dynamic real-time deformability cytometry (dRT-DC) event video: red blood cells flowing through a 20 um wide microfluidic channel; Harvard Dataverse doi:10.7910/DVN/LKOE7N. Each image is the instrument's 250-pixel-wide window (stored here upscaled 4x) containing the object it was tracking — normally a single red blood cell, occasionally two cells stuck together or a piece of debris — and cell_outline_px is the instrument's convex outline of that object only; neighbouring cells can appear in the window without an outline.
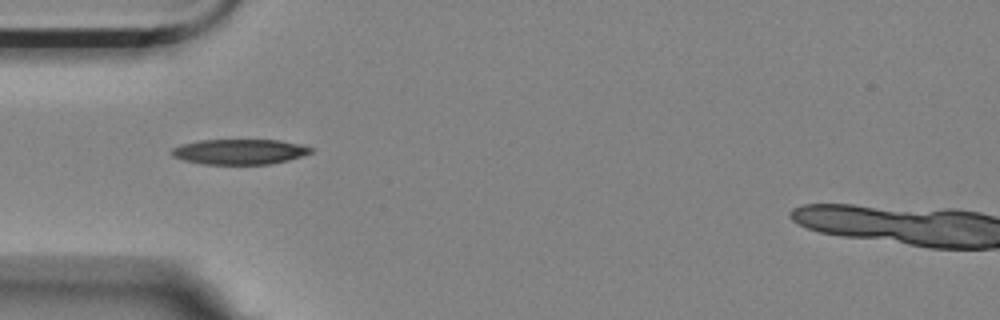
{"species": "Egyptian fruit bat (a non-hibernating species)", "species_latin": "Rousettus aegyptiacus", "temperature_condition": "room temperature", "stored_images_in_passage": 2, "camera_frame_rate_fps": 3000, "um_per_image_px": 0.085, "animal": {"sex": "female"}, "frame": {"image": 1, "passage_image": 1, "time_ms": 0.0, "image_size_px": [1000, 320], "cell_outline_px": [[312, 152], [288, 160], [268, 164], [204, 164], [184, 160], [172, 156], [168, 152], [172, 148], [180, 144], [200, 140], [280, 140], [300, 144], [312, 148]], "centroid_in_image_um": [20.3, 12.89], "position_along_channel_um": 64.7, "area_um2": 20.46}}
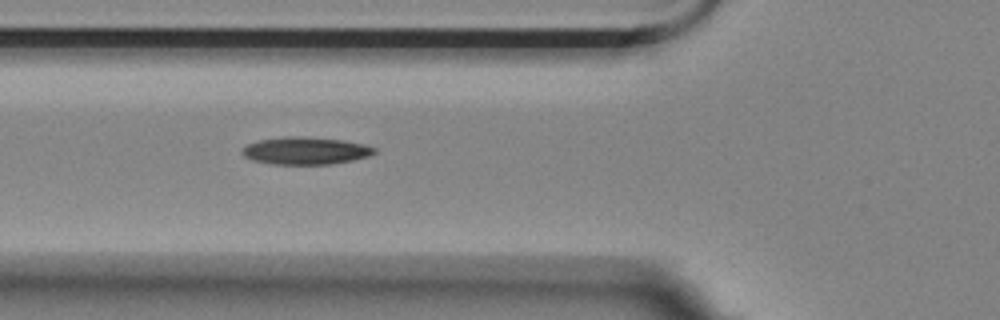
{"frame": {"image": 2, "passage_image": 2, "time_ms": 0.333, "image_size_px": [1000, 320], "cell_outline_px": [[376, 152], [368, 156], [352, 160], [332, 164], [272, 164], [252, 160], [244, 156], [240, 152], [248, 144], [260, 140], [284, 136], [300, 136], [344, 140], [364, 144], [376, 148]], "centroid_in_image_um": [25.97, 12.81], "position_along_channel_um": 99.8, "area_um2": 21.1}}